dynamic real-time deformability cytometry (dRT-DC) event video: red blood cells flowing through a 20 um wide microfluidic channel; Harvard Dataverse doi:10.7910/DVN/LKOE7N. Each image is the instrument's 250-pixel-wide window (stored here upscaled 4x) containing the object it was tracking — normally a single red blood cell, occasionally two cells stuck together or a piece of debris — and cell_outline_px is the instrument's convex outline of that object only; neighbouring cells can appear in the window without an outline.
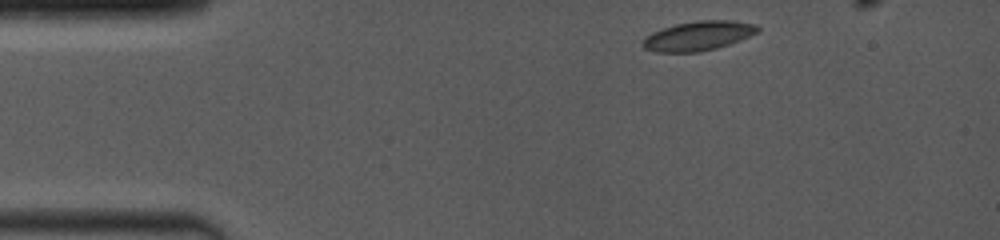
{"species": "common noctule bat (a hibernating species)", "species_latin": "Nyctalus noctula", "temperature_condition": "room temperature", "stored_images_in_passage": 34, "camera_frame_rate_fps": 4000, "um_per_image_px": 0.085, "animal": {"sex": "female", "body_mass_g": 19.0, "forearm_length_mm": 53.3}, "frame": {"image": 1, "passage_image": 2, "time_ms": 0.75, "image_size_px": [1000, 240], "cell_outline_px": [[760, 32], [740, 40], [716, 48], [700, 52], [656, 52], [644, 48], [644, 40], [652, 32], [676, 24], [696, 20], [732, 20], [756, 24], [760, 28]], "centroid_in_image_um": [59.42, 3.04], "position_along_channel_um": 25.6, "area_um2": 19.59}}
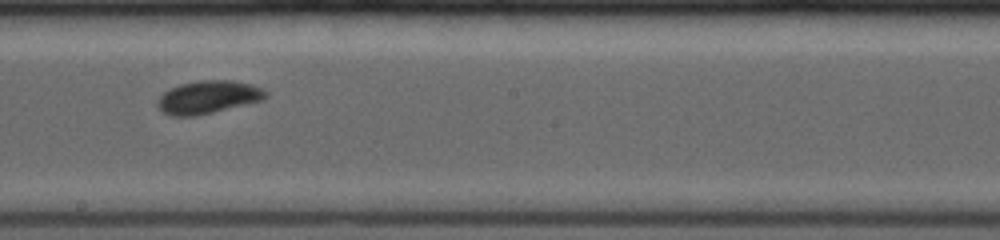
{"frame": {"image": 2, "passage_image": 20, "time_ms": 7.5, "image_size_px": [1000, 240], "cell_outline_px": [[268, 96], [264, 100], [196, 116], [172, 116], [164, 112], [156, 104], [156, 100], [164, 92], [180, 84], [200, 80], [232, 80], [252, 84], [268, 92]], "centroid_in_image_um": [17.71, 8.25], "position_along_channel_um": 230.5, "area_um2": 20.75}}
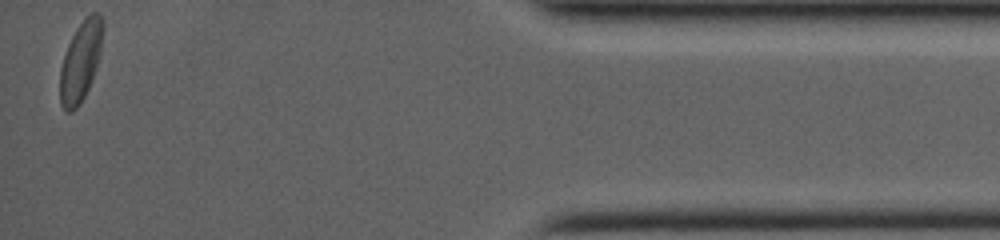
{"frame": {"image": 3, "passage_image": 34, "time_ms": 13.75, "image_size_px": [1000, 240], "cell_outline_px": [[104, 32], [100, 56], [92, 80], [80, 104], [72, 112], [64, 112], [60, 104], [60, 68], [68, 44], [76, 28], [92, 12], [100, 12], [104, 20]], "centroid_in_image_um": [6.88, 5.2], "position_along_channel_um": 428.3, "area_um2": 20.23}, "authors_computed_cell_mechanics": {"area_um2": 19.8832, "velocity_mm_per_s": 4.0467, "shape_relaxation_time_tau1_ms": 2.3256, "shape_relaxation_time_tau2_ms": 4.1299, "deformation_change_tau1": 0.0685, "deformation_change_tau2": 0.0736}}